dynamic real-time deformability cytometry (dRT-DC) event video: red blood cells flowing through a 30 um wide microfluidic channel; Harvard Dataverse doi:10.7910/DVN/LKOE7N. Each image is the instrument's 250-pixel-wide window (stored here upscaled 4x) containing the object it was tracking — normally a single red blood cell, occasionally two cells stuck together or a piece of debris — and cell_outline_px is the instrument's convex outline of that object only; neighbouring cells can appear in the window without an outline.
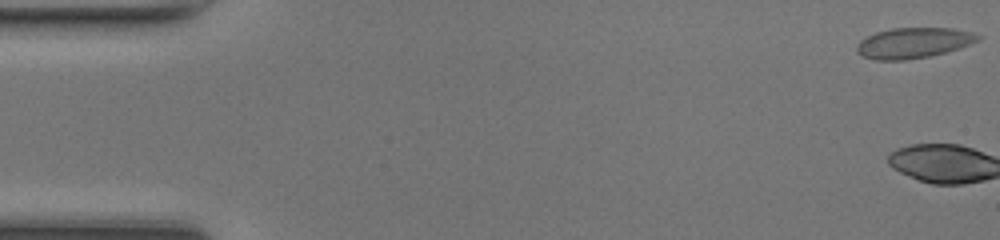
{"species": "common noctule bat (a hibernating species)", "species_latin": "Nyctalus noctula", "temperature_condition": "room temperature", "stored_images_in_passage": 3, "camera_frame_rate_fps": 3000, "um_per_image_px": 0.085, "animal": {"sex": "female", "body_mass_g": 17.0, "forearm_length_mm": 48.0}, "frame": {"image": 1, "passage_image": 1, "time_ms": 0.0, "image_size_px": [1000, 240], "cell_outline_px": [[984, 36], [980, 40], [960, 48], [928, 56], [904, 60], [876, 60], [864, 56], [856, 52], [856, 44], [860, 40], [876, 32], [892, 28], [952, 28], [972, 32]], "centroid_in_image_um": [77.66, 3.64], "position_along_channel_um": 7.3, "area_um2": 21.56}}